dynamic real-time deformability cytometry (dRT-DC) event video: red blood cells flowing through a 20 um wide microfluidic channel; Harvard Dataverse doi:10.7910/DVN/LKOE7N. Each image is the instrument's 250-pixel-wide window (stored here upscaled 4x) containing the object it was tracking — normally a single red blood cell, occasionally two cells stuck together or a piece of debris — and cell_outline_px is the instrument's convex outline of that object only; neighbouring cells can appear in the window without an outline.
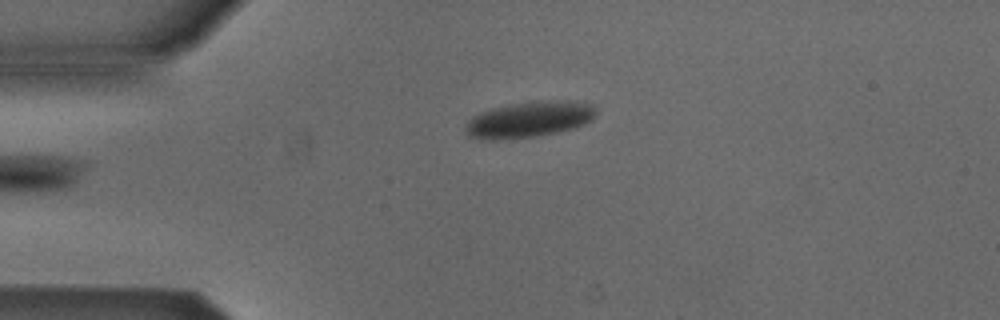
{"species": "Egyptian fruit bat (a non-hibernating species)", "species_latin": "Rousettus aegyptiacus", "temperature_condition": "cold", "stored_images_in_passage": 2, "camera_frame_rate_fps": 3000, "um_per_image_px": 0.085, "animal": {"sex": "male"}, "frame": {"image": 1, "passage_image": 2, "time_ms": 0.333, "image_size_px": [1000, 320], "cell_outline_px": [[596, 116], [592, 120], [576, 128], [556, 132], [532, 136], [496, 140], [488, 140], [468, 136], [464, 128], [468, 120], [480, 112], [492, 108], [508, 104], [536, 100], [584, 100], [592, 104], [596, 108]], "centroid_in_image_um": [45.04, 10.12], "position_along_channel_um": 40.0, "area_um2": 27.8}}